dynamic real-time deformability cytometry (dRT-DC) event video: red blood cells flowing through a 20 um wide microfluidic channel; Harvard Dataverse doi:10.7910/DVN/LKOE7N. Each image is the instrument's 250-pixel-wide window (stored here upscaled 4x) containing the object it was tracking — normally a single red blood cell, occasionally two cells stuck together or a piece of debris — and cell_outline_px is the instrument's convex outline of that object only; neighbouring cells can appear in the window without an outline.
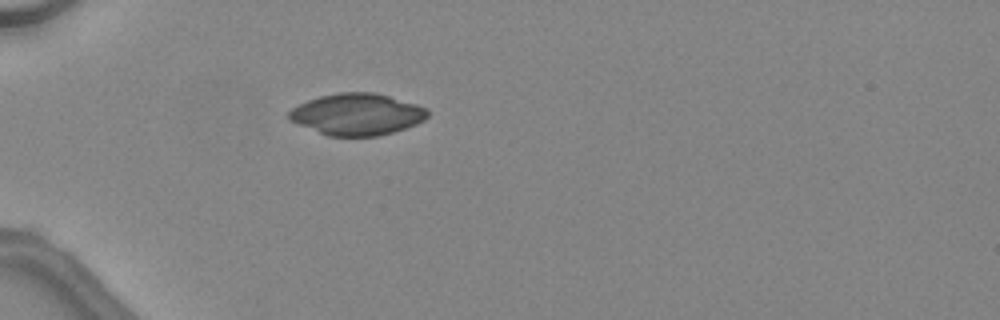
{"species": "common noctule bat (a hibernating species)", "species_latin": "Nyctalus noctula", "temperature_condition": "warm", "stored_images_in_passage": 24, "camera_frame_rate_fps": 3000, "um_per_image_px": 0.085, "animal": {"sex": "female", "body_mass_g": 24.6, "forearm_length_mm": 56.2}, "frame": {"image": 1, "passage_image": 1, "time_ms": 0.0, "image_size_px": [1000, 320], "cell_outline_px": [[428, 116], [424, 120], [416, 124], [380, 136], [328, 136], [288, 120], [284, 116], [292, 108], [308, 100], [320, 96], [340, 92], [376, 92], [416, 104], [428, 108]], "centroid_in_image_um": [30.33, 9.71], "position_along_channel_um": 54.7, "area_um2": 33.76}}
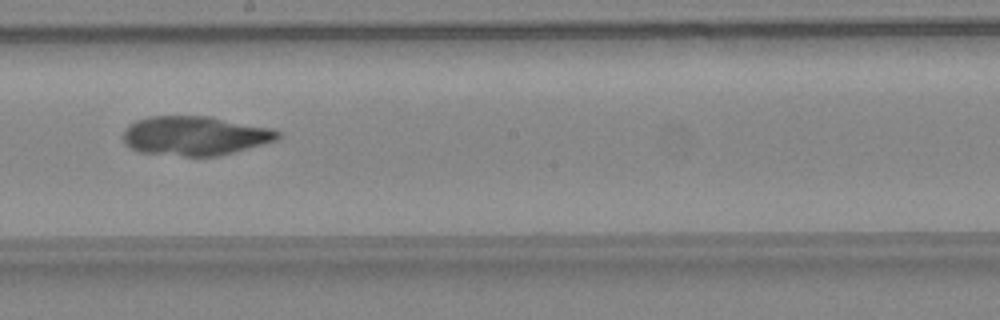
{"frame": {"image": 2, "passage_image": 14, "time_ms": 4.333, "image_size_px": [1000, 320], "cell_outline_px": [[280, 136], [276, 140], [232, 152], [216, 156], [184, 156], [140, 152], [124, 144], [124, 128], [128, 124], [136, 120], [152, 116], [208, 116], [272, 128], [280, 132]], "centroid_in_image_um": [16.53, 11.53], "position_along_channel_um": 231.7, "area_um2": 35.14}}